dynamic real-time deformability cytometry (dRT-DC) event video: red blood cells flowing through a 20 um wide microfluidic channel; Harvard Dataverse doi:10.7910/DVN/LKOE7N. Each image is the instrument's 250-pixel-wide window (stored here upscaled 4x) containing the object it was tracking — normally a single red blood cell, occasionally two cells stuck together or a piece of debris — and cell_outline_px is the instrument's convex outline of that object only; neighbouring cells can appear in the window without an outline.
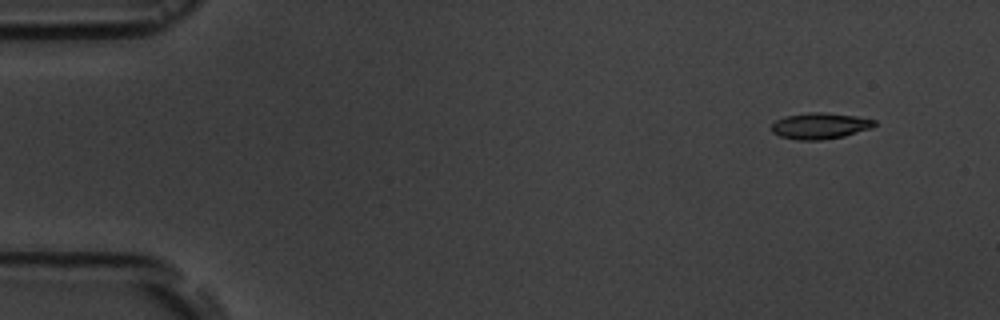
{"species": "common noctule bat (a hibernating species)", "species_latin": "Nyctalus noctula", "temperature_condition": "room temperature", "stored_images_in_passage": 6, "camera_frame_rate_fps": 3000, "um_per_image_px": 0.085, "animal": {"sex": "male", "body_mass_g": 19.5, "forearm_length_mm": 54.6}, "frame": {"image": 1, "passage_image": 1, "time_ms": 0.0, "image_size_px": [1000, 320], "cell_outline_px": [[876, 124], [872, 128], [844, 136], [820, 140], [796, 140], [780, 136], [772, 132], [772, 124], [776, 120], [784, 116], [808, 112], [824, 112], [856, 116], [876, 120]], "centroid_in_image_um": [69.7, 10.69], "position_along_channel_um": 15.3, "area_um2": 15.78}}
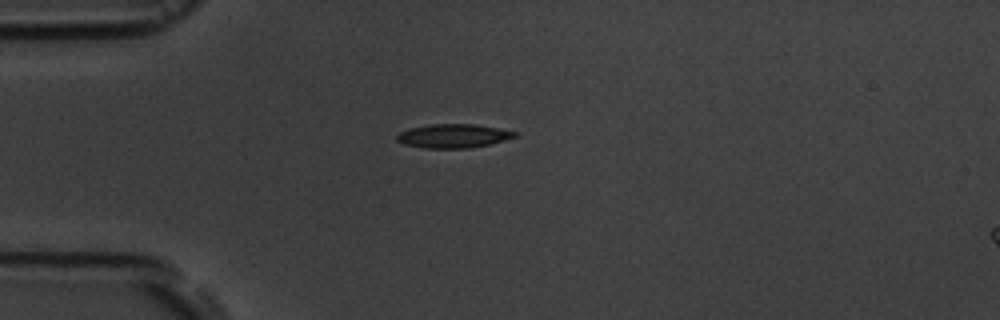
{"frame": {"image": 2, "passage_image": 4, "time_ms": 3.333, "image_size_px": [1000, 320], "cell_outline_px": [[516, 136], [504, 140], [488, 144], [468, 148], [424, 148], [404, 144], [396, 140], [396, 136], [400, 132], [408, 128], [432, 124], [476, 124], [516, 132]], "centroid_in_image_um": [38.47, 11.55], "position_along_channel_um": 46.5, "area_um2": 16.18}}
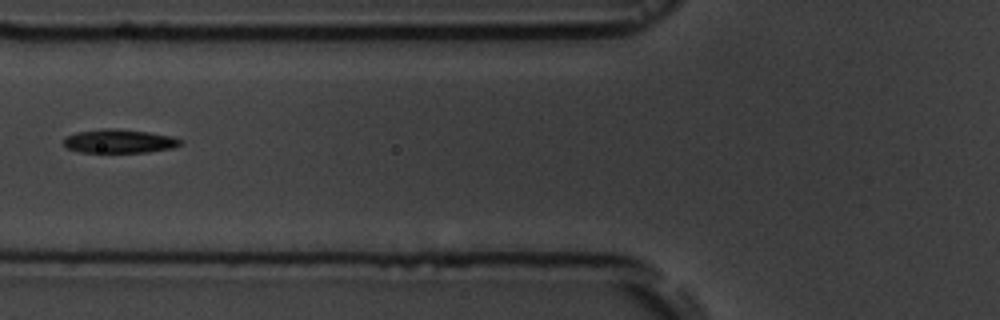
{"frame": {"image": 3, "passage_image": 6, "time_ms": 5.667, "image_size_px": [1000, 320], "cell_outline_px": [[184, 144], [172, 148], [148, 152], [80, 152], [68, 148], [64, 144], [64, 136], [76, 132], [104, 128], [112, 128], [148, 132], [172, 136], [184, 140]], "centroid_in_image_um": [10.17, 11.99], "position_along_channel_um": 115.6, "area_um2": 16.24}}